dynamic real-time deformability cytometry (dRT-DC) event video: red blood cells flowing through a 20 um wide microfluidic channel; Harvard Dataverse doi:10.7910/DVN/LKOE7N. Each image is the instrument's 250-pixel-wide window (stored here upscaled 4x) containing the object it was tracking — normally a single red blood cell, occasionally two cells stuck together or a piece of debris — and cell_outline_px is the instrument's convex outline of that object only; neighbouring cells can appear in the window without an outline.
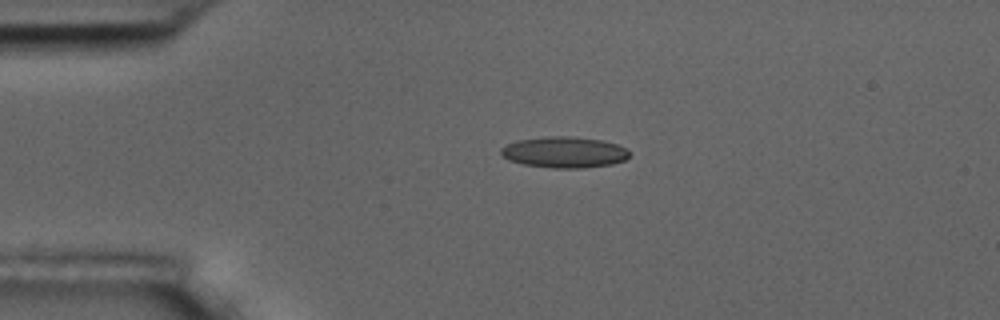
{"species": "common noctule bat (a hibernating species)", "species_latin": "Nyctalus noctula", "temperature_condition": "room temperature", "stored_images_in_passage": 2, "camera_frame_rate_fps": 3000, "um_per_image_px": 0.085, "animal": {"sex": "male", "body_mass_g": 17.5, "forearm_length_mm": 52.3}, "frame": {"image": 1, "passage_image": 1, "time_ms": 0.0, "image_size_px": [1000, 320], "cell_outline_px": [[628, 156], [624, 160], [612, 164], [584, 168], [552, 168], [524, 164], [508, 160], [500, 152], [500, 148], [508, 144], [520, 140], [544, 136], [572, 136], [600, 140], [616, 144], [628, 148]], "centroid_in_image_um": [47.97, 12.94], "position_along_channel_um": 37.0, "area_um2": 23.18}}